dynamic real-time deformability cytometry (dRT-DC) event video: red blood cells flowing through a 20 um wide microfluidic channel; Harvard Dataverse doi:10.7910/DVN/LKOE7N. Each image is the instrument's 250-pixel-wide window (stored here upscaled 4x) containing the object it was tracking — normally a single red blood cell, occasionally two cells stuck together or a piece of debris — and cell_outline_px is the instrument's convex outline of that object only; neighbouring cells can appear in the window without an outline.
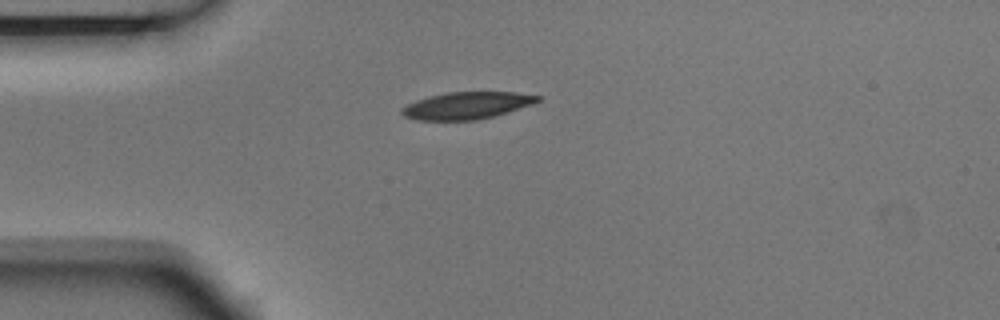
{"species": "Egyptian fruit bat (a non-hibernating species)", "species_latin": "Rousettus aegyptiacus", "temperature_condition": "room temperature", "stored_images_in_passage": 2, "segment_of_instrument_passage": [1, 2], "camera_frame_rate_fps": 3000, "um_per_image_px": 0.085, "animal": {"sex": "male"}, "frame": {"image": 1, "passage_image": 1, "time_ms": 0.0, "image_size_px": [1000, 320], "cell_outline_px": [[540, 100], [532, 104], [492, 116], [476, 120], [420, 120], [404, 116], [400, 112], [400, 108], [416, 100], [428, 96], [448, 92], [516, 92], [540, 96]], "centroid_in_image_um": [39.64, 8.96], "position_along_channel_um": 45.4, "area_um2": 21.21}}